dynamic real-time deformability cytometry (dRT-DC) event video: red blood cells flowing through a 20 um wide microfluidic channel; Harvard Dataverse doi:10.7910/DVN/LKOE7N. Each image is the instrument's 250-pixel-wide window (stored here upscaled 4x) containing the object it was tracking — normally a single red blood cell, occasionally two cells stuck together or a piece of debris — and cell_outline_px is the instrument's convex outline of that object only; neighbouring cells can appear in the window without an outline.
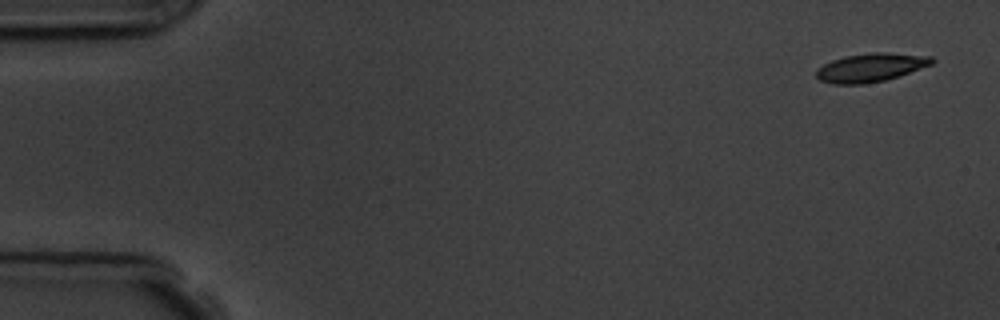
{"species": "common noctule bat (a hibernating species)", "species_latin": "Nyctalus noctula", "temperature_condition": "room temperature", "stored_images_in_passage": 6, "camera_frame_rate_fps": 3000, "um_per_image_px": 0.085, "animal": {"sex": "male", "body_mass_g": 19.5, "forearm_length_mm": 54.6}, "frame": {"image": 1, "passage_image": 1, "time_ms": 0.0, "image_size_px": [1000, 320], "cell_outline_px": [[936, 60], [932, 64], [900, 76], [884, 80], [864, 84], [832, 84], [820, 80], [816, 76], [816, 68], [832, 60], [844, 56], [876, 52], [888, 52], [932, 56]], "centroid_in_image_um": [74.02, 5.74], "position_along_channel_um": 11.0, "area_um2": 19.36}}
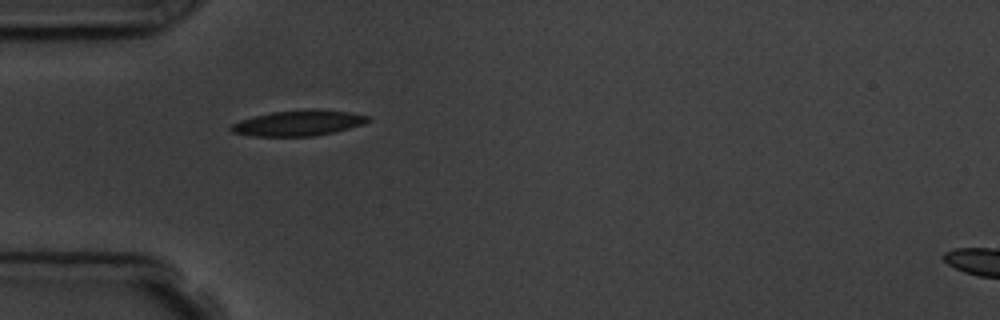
{"frame": {"image": 2, "passage_image": 5, "time_ms": 4.667, "image_size_px": [1000, 320], "cell_outline_px": [[372, 116], [364, 124], [316, 136], [252, 136], [232, 132], [228, 128], [232, 124], [240, 120], [252, 116], [272, 112], [308, 108], [316, 108], [348, 112]], "centroid_in_image_um": [25.35, 10.44], "position_along_channel_um": 59.7, "area_um2": 20.58}}